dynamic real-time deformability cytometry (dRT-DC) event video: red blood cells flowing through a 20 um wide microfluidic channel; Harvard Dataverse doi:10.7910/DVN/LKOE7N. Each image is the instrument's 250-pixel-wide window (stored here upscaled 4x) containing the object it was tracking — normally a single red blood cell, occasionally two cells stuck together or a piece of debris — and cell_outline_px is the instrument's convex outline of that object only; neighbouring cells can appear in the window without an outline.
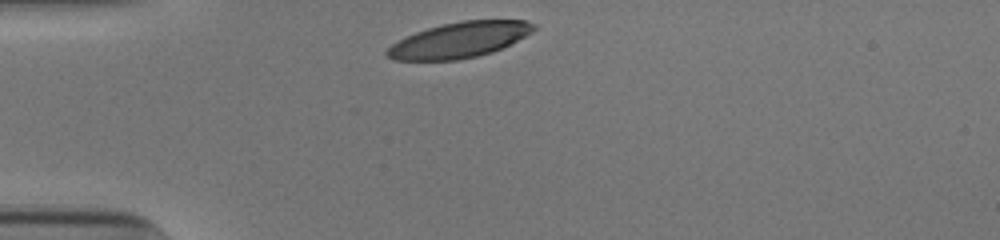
{"species": "human", "species_latin": "Homo sapiens", "temperature_condition": "cold", "stored_images_in_passage": 29, "camera_frame_rate_fps": 3000, "um_per_image_px": 0.085, "donor": {"sex": "male"}, "frame": {"image": 1, "passage_image": 1, "time_ms": 0.0, "image_size_px": [1000, 240], "cell_outline_px": [[536, 28], [532, 32], [492, 52], [476, 56], [456, 60], [396, 60], [388, 56], [384, 52], [392, 44], [416, 32], [428, 28], [460, 20], [524, 20], [536, 24]], "centroid_in_image_um": [39.05, 3.39], "position_along_channel_um": 45.9, "area_um2": 29.88}}
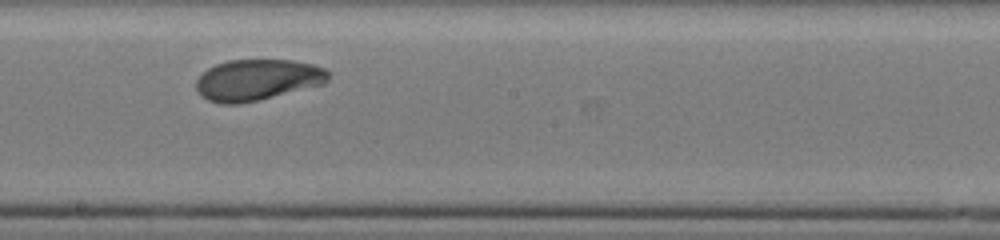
{"frame": {"image": 2, "passage_image": 17, "time_ms": 5.333, "image_size_px": [1000, 240], "cell_outline_px": [[328, 80], [324, 84], [256, 100], [236, 104], [224, 104], [208, 100], [200, 96], [196, 88], [196, 80], [208, 68], [216, 64], [228, 60], [292, 60], [312, 64], [324, 68], [328, 72]], "centroid_in_image_um": [21.85, 6.78], "position_along_channel_um": 226.3, "area_um2": 31.39}}
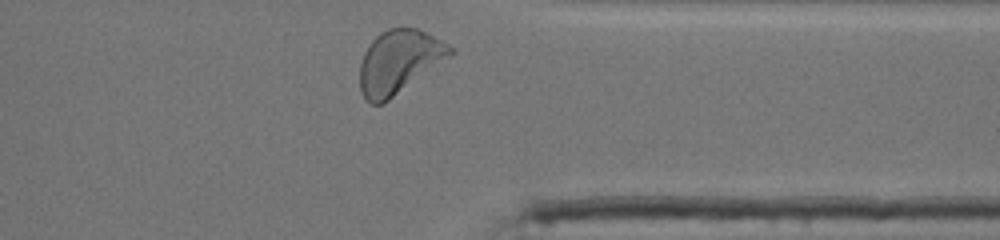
{"frame": {"image": 3, "passage_image": 29, "time_ms": 9.333, "image_size_px": [1000, 240], "cell_outline_px": [[456, 52], [452, 56], [384, 104], [372, 104], [360, 92], [360, 60], [368, 44], [380, 32], [388, 28], [416, 28], [448, 44]], "centroid_in_image_um": [33.91, 5.27], "position_along_channel_um": 377.5, "area_um2": 33.58}, "authors_computed_cell_mechanics": {"area_um2": 32.1368, "velocity_mm_per_s": 3.8582, "shape_relaxation_time_tau1_ms": 3.5676, "shape_relaxation_time_tau2_ms": 3.1437, "deformation_change_tau1": 0.1741, "deformation_change_tau2": 0.079}}